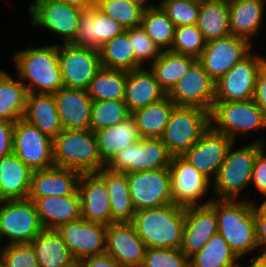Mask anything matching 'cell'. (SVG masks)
<instances>
[{"label":"cell","instance_id":"6da1fadb","mask_svg":"<svg viewBox=\"0 0 266 267\" xmlns=\"http://www.w3.org/2000/svg\"><path fill=\"white\" fill-rule=\"evenodd\" d=\"M146 248H180L185 208L174 203L135 211L131 221Z\"/></svg>","mask_w":266,"mask_h":267},{"label":"cell","instance_id":"7a4b0ae2","mask_svg":"<svg viewBox=\"0 0 266 267\" xmlns=\"http://www.w3.org/2000/svg\"><path fill=\"white\" fill-rule=\"evenodd\" d=\"M209 205L215 210L218 232L238 259L258 249L253 203L215 198Z\"/></svg>","mask_w":266,"mask_h":267},{"label":"cell","instance_id":"3957f363","mask_svg":"<svg viewBox=\"0 0 266 267\" xmlns=\"http://www.w3.org/2000/svg\"><path fill=\"white\" fill-rule=\"evenodd\" d=\"M18 79L28 93L53 94L62 86L58 44L21 50L14 55Z\"/></svg>","mask_w":266,"mask_h":267},{"label":"cell","instance_id":"277c9868","mask_svg":"<svg viewBox=\"0 0 266 267\" xmlns=\"http://www.w3.org/2000/svg\"><path fill=\"white\" fill-rule=\"evenodd\" d=\"M54 165L81 174L97 173L106 166L98 149L95 132L91 129H63L53 139Z\"/></svg>","mask_w":266,"mask_h":267},{"label":"cell","instance_id":"5b68a950","mask_svg":"<svg viewBox=\"0 0 266 267\" xmlns=\"http://www.w3.org/2000/svg\"><path fill=\"white\" fill-rule=\"evenodd\" d=\"M264 144V139L260 138L234 151V142L231 144L212 183L217 199L236 200L241 190L251 184L255 157Z\"/></svg>","mask_w":266,"mask_h":267},{"label":"cell","instance_id":"8992f818","mask_svg":"<svg viewBox=\"0 0 266 267\" xmlns=\"http://www.w3.org/2000/svg\"><path fill=\"white\" fill-rule=\"evenodd\" d=\"M210 126V112L198 107L175 106L161 140L172 157L182 156Z\"/></svg>","mask_w":266,"mask_h":267},{"label":"cell","instance_id":"52a82bcc","mask_svg":"<svg viewBox=\"0 0 266 267\" xmlns=\"http://www.w3.org/2000/svg\"><path fill=\"white\" fill-rule=\"evenodd\" d=\"M210 124L215 131L225 134L235 142L237 135H246L253 129H266V116L253 99L215 101L210 112Z\"/></svg>","mask_w":266,"mask_h":267},{"label":"cell","instance_id":"ba28073f","mask_svg":"<svg viewBox=\"0 0 266 267\" xmlns=\"http://www.w3.org/2000/svg\"><path fill=\"white\" fill-rule=\"evenodd\" d=\"M33 200L15 199L0 201V241L8 244H30L43 230Z\"/></svg>","mask_w":266,"mask_h":267},{"label":"cell","instance_id":"9c48e42d","mask_svg":"<svg viewBox=\"0 0 266 267\" xmlns=\"http://www.w3.org/2000/svg\"><path fill=\"white\" fill-rule=\"evenodd\" d=\"M171 159L161 138H141L119 152L106 167L126 173L152 171L169 167Z\"/></svg>","mask_w":266,"mask_h":267},{"label":"cell","instance_id":"30bf717a","mask_svg":"<svg viewBox=\"0 0 266 267\" xmlns=\"http://www.w3.org/2000/svg\"><path fill=\"white\" fill-rule=\"evenodd\" d=\"M127 179L135 211L173 203L170 167L127 173Z\"/></svg>","mask_w":266,"mask_h":267},{"label":"cell","instance_id":"8fae6325","mask_svg":"<svg viewBox=\"0 0 266 267\" xmlns=\"http://www.w3.org/2000/svg\"><path fill=\"white\" fill-rule=\"evenodd\" d=\"M266 58L251 52L215 82V101H246L254 98L259 71Z\"/></svg>","mask_w":266,"mask_h":267},{"label":"cell","instance_id":"7c38bea8","mask_svg":"<svg viewBox=\"0 0 266 267\" xmlns=\"http://www.w3.org/2000/svg\"><path fill=\"white\" fill-rule=\"evenodd\" d=\"M13 153L32 171L54 165L53 139L24 118L14 123Z\"/></svg>","mask_w":266,"mask_h":267},{"label":"cell","instance_id":"4fadbf2b","mask_svg":"<svg viewBox=\"0 0 266 267\" xmlns=\"http://www.w3.org/2000/svg\"><path fill=\"white\" fill-rule=\"evenodd\" d=\"M32 24L64 38L70 44L78 31L82 9L60 0H34L30 4Z\"/></svg>","mask_w":266,"mask_h":267},{"label":"cell","instance_id":"5bb4252c","mask_svg":"<svg viewBox=\"0 0 266 267\" xmlns=\"http://www.w3.org/2000/svg\"><path fill=\"white\" fill-rule=\"evenodd\" d=\"M59 67L64 87L86 90L90 81L102 67L96 49L58 45Z\"/></svg>","mask_w":266,"mask_h":267},{"label":"cell","instance_id":"9a60e30c","mask_svg":"<svg viewBox=\"0 0 266 267\" xmlns=\"http://www.w3.org/2000/svg\"><path fill=\"white\" fill-rule=\"evenodd\" d=\"M167 96L176 106L198 107L211 112L215 103V81L197 59Z\"/></svg>","mask_w":266,"mask_h":267},{"label":"cell","instance_id":"2e32d148","mask_svg":"<svg viewBox=\"0 0 266 267\" xmlns=\"http://www.w3.org/2000/svg\"><path fill=\"white\" fill-rule=\"evenodd\" d=\"M107 225L83 218L64 223L56 231L76 262L105 253Z\"/></svg>","mask_w":266,"mask_h":267},{"label":"cell","instance_id":"e0dca14e","mask_svg":"<svg viewBox=\"0 0 266 267\" xmlns=\"http://www.w3.org/2000/svg\"><path fill=\"white\" fill-rule=\"evenodd\" d=\"M251 45L252 42L247 39L232 34L210 40L198 61L216 82L251 52Z\"/></svg>","mask_w":266,"mask_h":267},{"label":"cell","instance_id":"ac0fdd59","mask_svg":"<svg viewBox=\"0 0 266 267\" xmlns=\"http://www.w3.org/2000/svg\"><path fill=\"white\" fill-rule=\"evenodd\" d=\"M172 201L187 208L209 205L211 200L197 204L205 196L210 181L182 156H174L170 163Z\"/></svg>","mask_w":266,"mask_h":267},{"label":"cell","instance_id":"d6986e66","mask_svg":"<svg viewBox=\"0 0 266 267\" xmlns=\"http://www.w3.org/2000/svg\"><path fill=\"white\" fill-rule=\"evenodd\" d=\"M234 141L211 126L182 157L209 181L216 178L228 148ZM212 175V176H211Z\"/></svg>","mask_w":266,"mask_h":267},{"label":"cell","instance_id":"ffe728a7","mask_svg":"<svg viewBox=\"0 0 266 267\" xmlns=\"http://www.w3.org/2000/svg\"><path fill=\"white\" fill-rule=\"evenodd\" d=\"M146 246L131 222H113L106 228L105 253L120 267H141Z\"/></svg>","mask_w":266,"mask_h":267},{"label":"cell","instance_id":"44dd1931","mask_svg":"<svg viewBox=\"0 0 266 267\" xmlns=\"http://www.w3.org/2000/svg\"><path fill=\"white\" fill-rule=\"evenodd\" d=\"M126 29L95 5L82 10L78 31L70 43L76 47L100 50L101 46L122 34Z\"/></svg>","mask_w":266,"mask_h":267},{"label":"cell","instance_id":"7402d4cb","mask_svg":"<svg viewBox=\"0 0 266 267\" xmlns=\"http://www.w3.org/2000/svg\"><path fill=\"white\" fill-rule=\"evenodd\" d=\"M218 232L215 210L210 205L185 208L181 251L190 258Z\"/></svg>","mask_w":266,"mask_h":267},{"label":"cell","instance_id":"603a6c76","mask_svg":"<svg viewBox=\"0 0 266 267\" xmlns=\"http://www.w3.org/2000/svg\"><path fill=\"white\" fill-rule=\"evenodd\" d=\"M78 191L81 218L104 225L111 224V197L105 182L96 173L81 174Z\"/></svg>","mask_w":266,"mask_h":267},{"label":"cell","instance_id":"cb8c5ba5","mask_svg":"<svg viewBox=\"0 0 266 267\" xmlns=\"http://www.w3.org/2000/svg\"><path fill=\"white\" fill-rule=\"evenodd\" d=\"M81 173L53 165L32 173L28 198L67 196L78 191Z\"/></svg>","mask_w":266,"mask_h":267},{"label":"cell","instance_id":"d4e9b609","mask_svg":"<svg viewBox=\"0 0 266 267\" xmlns=\"http://www.w3.org/2000/svg\"><path fill=\"white\" fill-rule=\"evenodd\" d=\"M53 95L63 129H90L93 100L86 90L62 86Z\"/></svg>","mask_w":266,"mask_h":267},{"label":"cell","instance_id":"484cf974","mask_svg":"<svg viewBox=\"0 0 266 267\" xmlns=\"http://www.w3.org/2000/svg\"><path fill=\"white\" fill-rule=\"evenodd\" d=\"M167 96L158 83L154 72L143 67L127 71L124 101L129 111L146 107Z\"/></svg>","mask_w":266,"mask_h":267},{"label":"cell","instance_id":"4316f807","mask_svg":"<svg viewBox=\"0 0 266 267\" xmlns=\"http://www.w3.org/2000/svg\"><path fill=\"white\" fill-rule=\"evenodd\" d=\"M33 200L44 229H56L58 226L81 218V198L79 191L63 197L49 196L29 198Z\"/></svg>","mask_w":266,"mask_h":267},{"label":"cell","instance_id":"83f0119b","mask_svg":"<svg viewBox=\"0 0 266 267\" xmlns=\"http://www.w3.org/2000/svg\"><path fill=\"white\" fill-rule=\"evenodd\" d=\"M32 173L14 153L0 158V201L27 199Z\"/></svg>","mask_w":266,"mask_h":267},{"label":"cell","instance_id":"f1b7e54d","mask_svg":"<svg viewBox=\"0 0 266 267\" xmlns=\"http://www.w3.org/2000/svg\"><path fill=\"white\" fill-rule=\"evenodd\" d=\"M23 118L52 139L63 130L53 94L28 93Z\"/></svg>","mask_w":266,"mask_h":267},{"label":"cell","instance_id":"f546056e","mask_svg":"<svg viewBox=\"0 0 266 267\" xmlns=\"http://www.w3.org/2000/svg\"><path fill=\"white\" fill-rule=\"evenodd\" d=\"M102 162L107 165L119 152L139 141L141 136L132 116L117 125L95 131Z\"/></svg>","mask_w":266,"mask_h":267},{"label":"cell","instance_id":"4dcf8cb0","mask_svg":"<svg viewBox=\"0 0 266 267\" xmlns=\"http://www.w3.org/2000/svg\"><path fill=\"white\" fill-rule=\"evenodd\" d=\"M106 184L111 197V223L131 222L135 213L129 193L126 172H118L104 166L96 173Z\"/></svg>","mask_w":266,"mask_h":267},{"label":"cell","instance_id":"1f68e13d","mask_svg":"<svg viewBox=\"0 0 266 267\" xmlns=\"http://www.w3.org/2000/svg\"><path fill=\"white\" fill-rule=\"evenodd\" d=\"M39 267H74L76 261L56 229H43L30 243Z\"/></svg>","mask_w":266,"mask_h":267},{"label":"cell","instance_id":"d6a6232c","mask_svg":"<svg viewBox=\"0 0 266 267\" xmlns=\"http://www.w3.org/2000/svg\"><path fill=\"white\" fill-rule=\"evenodd\" d=\"M266 0H228L230 31L248 41L258 33Z\"/></svg>","mask_w":266,"mask_h":267},{"label":"cell","instance_id":"836d02e7","mask_svg":"<svg viewBox=\"0 0 266 267\" xmlns=\"http://www.w3.org/2000/svg\"><path fill=\"white\" fill-rule=\"evenodd\" d=\"M197 27L206 41L231 35L228 0H200Z\"/></svg>","mask_w":266,"mask_h":267},{"label":"cell","instance_id":"e575fe53","mask_svg":"<svg viewBox=\"0 0 266 267\" xmlns=\"http://www.w3.org/2000/svg\"><path fill=\"white\" fill-rule=\"evenodd\" d=\"M176 105L166 96L131 113L141 138H161Z\"/></svg>","mask_w":266,"mask_h":267},{"label":"cell","instance_id":"d590c367","mask_svg":"<svg viewBox=\"0 0 266 267\" xmlns=\"http://www.w3.org/2000/svg\"><path fill=\"white\" fill-rule=\"evenodd\" d=\"M28 91L24 82L16 81L0 70V119L15 123L24 117Z\"/></svg>","mask_w":266,"mask_h":267},{"label":"cell","instance_id":"8d00e7d4","mask_svg":"<svg viewBox=\"0 0 266 267\" xmlns=\"http://www.w3.org/2000/svg\"><path fill=\"white\" fill-rule=\"evenodd\" d=\"M196 60L193 56L163 50L160 56L151 63V70L161 88L168 94Z\"/></svg>","mask_w":266,"mask_h":267},{"label":"cell","instance_id":"74e56055","mask_svg":"<svg viewBox=\"0 0 266 267\" xmlns=\"http://www.w3.org/2000/svg\"><path fill=\"white\" fill-rule=\"evenodd\" d=\"M127 71L101 67L90 81L87 94L94 100H120L125 97Z\"/></svg>","mask_w":266,"mask_h":267},{"label":"cell","instance_id":"f35d334b","mask_svg":"<svg viewBox=\"0 0 266 267\" xmlns=\"http://www.w3.org/2000/svg\"><path fill=\"white\" fill-rule=\"evenodd\" d=\"M237 256L219 232L189 258L190 267H237Z\"/></svg>","mask_w":266,"mask_h":267},{"label":"cell","instance_id":"ab89813d","mask_svg":"<svg viewBox=\"0 0 266 267\" xmlns=\"http://www.w3.org/2000/svg\"><path fill=\"white\" fill-rule=\"evenodd\" d=\"M101 65L106 68L134 70V52L129 29L105 42L100 50Z\"/></svg>","mask_w":266,"mask_h":267},{"label":"cell","instance_id":"60d3db41","mask_svg":"<svg viewBox=\"0 0 266 267\" xmlns=\"http://www.w3.org/2000/svg\"><path fill=\"white\" fill-rule=\"evenodd\" d=\"M141 26L162 51L171 48L175 25L159 5L144 9Z\"/></svg>","mask_w":266,"mask_h":267},{"label":"cell","instance_id":"b9f144b4","mask_svg":"<svg viewBox=\"0 0 266 267\" xmlns=\"http://www.w3.org/2000/svg\"><path fill=\"white\" fill-rule=\"evenodd\" d=\"M129 116H131V112L124 99L94 100L91 107L90 129L95 132L114 126Z\"/></svg>","mask_w":266,"mask_h":267},{"label":"cell","instance_id":"7bdbcfd3","mask_svg":"<svg viewBox=\"0 0 266 267\" xmlns=\"http://www.w3.org/2000/svg\"><path fill=\"white\" fill-rule=\"evenodd\" d=\"M95 6L125 29L141 25L145 7L131 0H95Z\"/></svg>","mask_w":266,"mask_h":267},{"label":"cell","instance_id":"ee69618b","mask_svg":"<svg viewBox=\"0 0 266 267\" xmlns=\"http://www.w3.org/2000/svg\"><path fill=\"white\" fill-rule=\"evenodd\" d=\"M206 43L207 41L197 27V24L179 26L175 27L173 43L169 50L198 59Z\"/></svg>","mask_w":266,"mask_h":267},{"label":"cell","instance_id":"f6af8a7d","mask_svg":"<svg viewBox=\"0 0 266 267\" xmlns=\"http://www.w3.org/2000/svg\"><path fill=\"white\" fill-rule=\"evenodd\" d=\"M175 27L198 22L200 0H162L159 4Z\"/></svg>","mask_w":266,"mask_h":267},{"label":"cell","instance_id":"bcb514c9","mask_svg":"<svg viewBox=\"0 0 266 267\" xmlns=\"http://www.w3.org/2000/svg\"><path fill=\"white\" fill-rule=\"evenodd\" d=\"M129 37L134 52V69L143 67L146 60H151L153 63L160 56L162 50L147 35L141 25L129 28Z\"/></svg>","mask_w":266,"mask_h":267},{"label":"cell","instance_id":"7dc6e473","mask_svg":"<svg viewBox=\"0 0 266 267\" xmlns=\"http://www.w3.org/2000/svg\"><path fill=\"white\" fill-rule=\"evenodd\" d=\"M141 267H190L180 248H146Z\"/></svg>","mask_w":266,"mask_h":267},{"label":"cell","instance_id":"c3c4849f","mask_svg":"<svg viewBox=\"0 0 266 267\" xmlns=\"http://www.w3.org/2000/svg\"><path fill=\"white\" fill-rule=\"evenodd\" d=\"M1 261L6 267H39L31 244H11L1 248Z\"/></svg>","mask_w":266,"mask_h":267},{"label":"cell","instance_id":"681fc988","mask_svg":"<svg viewBox=\"0 0 266 267\" xmlns=\"http://www.w3.org/2000/svg\"><path fill=\"white\" fill-rule=\"evenodd\" d=\"M263 147L256 155L251 175V184L266 196V153ZM266 201V199H265Z\"/></svg>","mask_w":266,"mask_h":267},{"label":"cell","instance_id":"f907efd6","mask_svg":"<svg viewBox=\"0 0 266 267\" xmlns=\"http://www.w3.org/2000/svg\"><path fill=\"white\" fill-rule=\"evenodd\" d=\"M256 241L260 253H266V201L259 207L254 205ZM260 247V248H259Z\"/></svg>","mask_w":266,"mask_h":267},{"label":"cell","instance_id":"816d5d0a","mask_svg":"<svg viewBox=\"0 0 266 267\" xmlns=\"http://www.w3.org/2000/svg\"><path fill=\"white\" fill-rule=\"evenodd\" d=\"M14 123L0 119V158L13 153Z\"/></svg>","mask_w":266,"mask_h":267},{"label":"cell","instance_id":"f5cc1de1","mask_svg":"<svg viewBox=\"0 0 266 267\" xmlns=\"http://www.w3.org/2000/svg\"><path fill=\"white\" fill-rule=\"evenodd\" d=\"M253 100L266 116V63L259 71Z\"/></svg>","mask_w":266,"mask_h":267},{"label":"cell","instance_id":"db71d44e","mask_svg":"<svg viewBox=\"0 0 266 267\" xmlns=\"http://www.w3.org/2000/svg\"><path fill=\"white\" fill-rule=\"evenodd\" d=\"M77 267H120L117 261L107 253L85 258L76 262Z\"/></svg>","mask_w":266,"mask_h":267},{"label":"cell","instance_id":"11a10c76","mask_svg":"<svg viewBox=\"0 0 266 267\" xmlns=\"http://www.w3.org/2000/svg\"><path fill=\"white\" fill-rule=\"evenodd\" d=\"M80 9H87L95 5V0H60Z\"/></svg>","mask_w":266,"mask_h":267},{"label":"cell","instance_id":"9f6ffc18","mask_svg":"<svg viewBox=\"0 0 266 267\" xmlns=\"http://www.w3.org/2000/svg\"><path fill=\"white\" fill-rule=\"evenodd\" d=\"M237 267H241V265L238 263ZM249 267H266V253H260L259 256L254 257Z\"/></svg>","mask_w":266,"mask_h":267},{"label":"cell","instance_id":"6f0895ef","mask_svg":"<svg viewBox=\"0 0 266 267\" xmlns=\"http://www.w3.org/2000/svg\"><path fill=\"white\" fill-rule=\"evenodd\" d=\"M131 1L137 2V3L141 4L142 6H144L145 8L152 7V5L150 6V4L147 5V3H148L147 0H131Z\"/></svg>","mask_w":266,"mask_h":267},{"label":"cell","instance_id":"680465c9","mask_svg":"<svg viewBox=\"0 0 266 267\" xmlns=\"http://www.w3.org/2000/svg\"><path fill=\"white\" fill-rule=\"evenodd\" d=\"M0 267H6V265L0 260Z\"/></svg>","mask_w":266,"mask_h":267},{"label":"cell","instance_id":"91938a15","mask_svg":"<svg viewBox=\"0 0 266 267\" xmlns=\"http://www.w3.org/2000/svg\"><path fill=\"white\" fill-rule=\"evenodd\" d=\"M2 246H1V243H0V248H1ZM0 260H1V249H0Z\"/></svg>","mask_w":266,"mask_h":267}]
</instances>
